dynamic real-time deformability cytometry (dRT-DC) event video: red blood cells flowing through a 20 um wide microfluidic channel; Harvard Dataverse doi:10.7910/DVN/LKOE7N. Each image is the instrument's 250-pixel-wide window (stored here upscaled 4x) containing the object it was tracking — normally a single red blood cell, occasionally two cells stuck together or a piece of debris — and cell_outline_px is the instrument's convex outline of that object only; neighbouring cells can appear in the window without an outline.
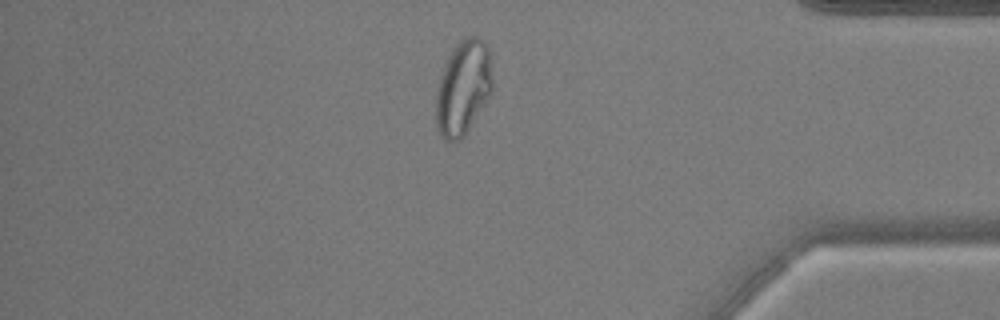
{"species": "common noctule bat (a hibernating species)", "species_latin": "Nyctalus noctula", "temperature_condition": "warm", "stored_images_in_passage": 49, "camera_frame_rate_fps": 3000, "um_per_image_px": 0.085, "animal": {"sex": "male", "body_mass_g": 17.9, "forearm_length_mm": 54.2}, "frame": {"image": 1, "passage_image": 42, "time_ms": 13.667, "image_size_px": [1000, 320], "cell_outline_px": [[492, 92], [464, 136], [460, 140], [444, 140], [436, 128], [436, 92], [440, 76], [444, 64], [452, 48], [464, 36], [476, 36], [484, 40], [488, 48], [492, 76]], "centroid_in_image_um": [39.35, 7.43], "position_along_channel_um": 395.8, "area_um2": 31.27}}